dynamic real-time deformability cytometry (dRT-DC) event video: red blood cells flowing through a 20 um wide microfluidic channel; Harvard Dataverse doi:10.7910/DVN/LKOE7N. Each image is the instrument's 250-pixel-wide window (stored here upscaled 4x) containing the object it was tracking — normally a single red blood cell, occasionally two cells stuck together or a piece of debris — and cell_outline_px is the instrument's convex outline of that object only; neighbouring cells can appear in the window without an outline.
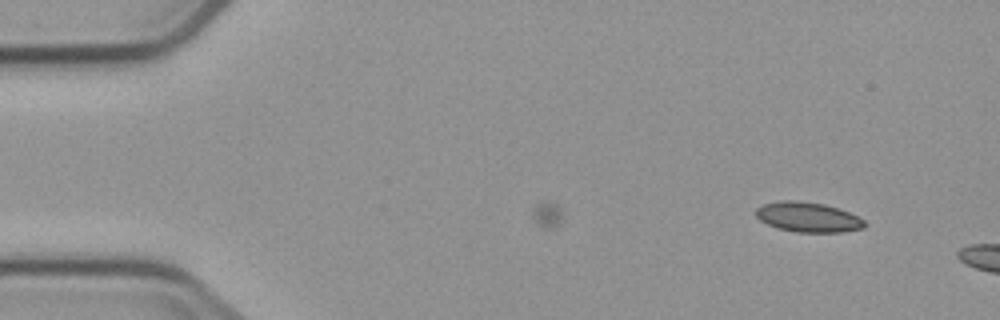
{"species": "common noctule bat (a hibernating species)", "species_latin": "Nyctalus noctula", "temperature_condition": "cold", "stored_images_in_passage": 3, "camera_frame_rate_fps": 3000, "um_per_image_px": 0.085, "animal": {"sex": "male", "body_mass_g": 23.1, "forearm_length_mm": 52.7}, "frame": {"image": 1, "passage_image": 3, "time_ms": 2.333, "image_size_px": [1000, 320], "cell_outline_px": [[868, 224], [864, 228], [844, 232], [796, 232], [776, 228], [760, 220], [756, 216], [756, 208], [764, 204], [780, 200], [796, 200], [824, 204], [848, 212], [864, 220]], "centroid_in_image_um": [68.68, 18.46], "position_along_channel_um": 16.3, "area_um2": 18.96}}